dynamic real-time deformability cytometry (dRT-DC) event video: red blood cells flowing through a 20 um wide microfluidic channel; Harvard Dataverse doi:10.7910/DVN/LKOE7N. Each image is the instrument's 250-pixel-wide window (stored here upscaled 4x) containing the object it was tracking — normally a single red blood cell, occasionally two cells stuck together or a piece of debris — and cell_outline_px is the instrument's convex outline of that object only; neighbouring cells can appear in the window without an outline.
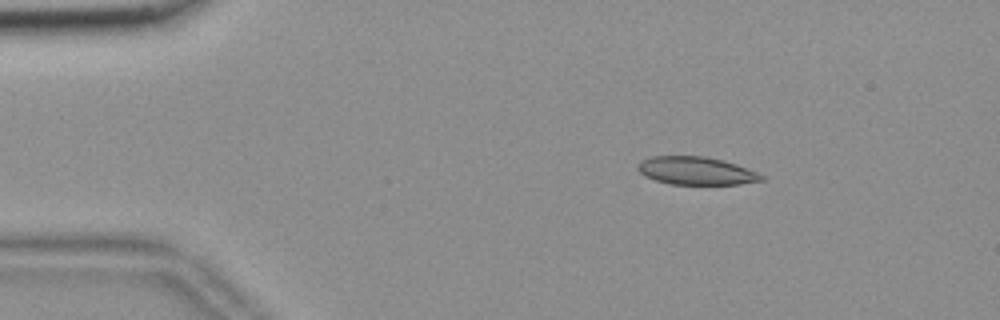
{"species": "common noctule bat (a hibernating species)", "species_latin": "Nyctalus noctula", "temperature_condition": "room temperature", "stored_images_in_passage": 54, "camera_frame_rate_fps": 3000, "um_per_image_px": 0.085, "animal": {"sex": "female", "body_mass_g": 18.4}, "frame": {"image": 1, "passage_image": 8, "time_ms": 2.333, "image_size_px": [1000, 320], "cell_outline_px": [[764, 180], [740, 184], [672, 184], [656, 180], [644, 176], [636, 168], [640, 160], [652, 156], [704, 156], [724, 160], [736, 164], [756, 172], [764, 176]], "centroid_in_image_um": [59.15, 14.51], "position_along_channel_um": 25.9, "area_um2": 20.11}}
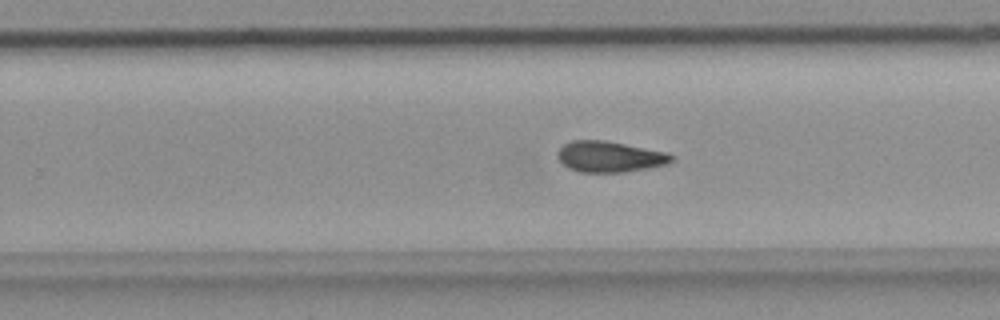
{"frame": {"image": 2, "passage_image": 34, "time_ms": 11.0, "image_size_px": [1000, 320], "cell_outline_px": [[676, 160], [668, 164], [648, 168], [624, 172], [580, 172], [568, 168], [556, 156], [556, 152], [564, 144], [572, 140], [604, 140], [668, 152], [676, 156]], "centroid_in_image_um": [51.86, 13.32], "position_along_channel_um": 277.9, "area_um2": 20.75}}
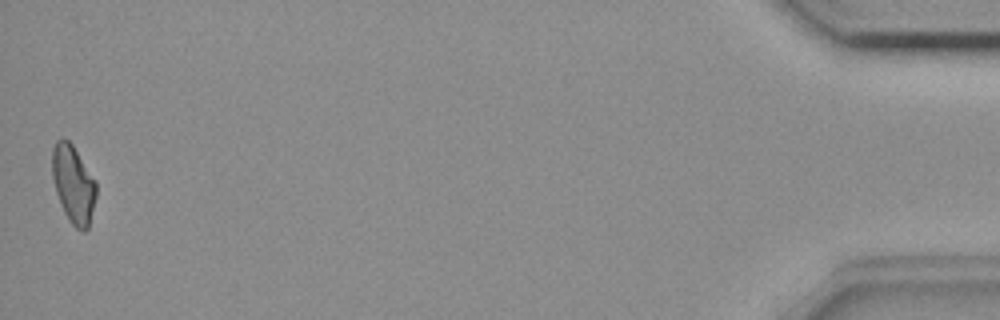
{"frame": {"image": 3, "passage_image": 54, "time_ms": 17.667, "image_size_px": [1000, 320], "cell_outline_px": [[96, 196], [88, 228], [84, 232], [76, 228], [68, 220], [60, 204], [56, 192], [52, 176], [52, 148], [56, 140], [64, 136], [72, 144], [96, 180]], "centroid_in_image_um": [6.22, 15.63], "position_along_channel_um": 429.0, "area_um2": 20.11}, "authors_computed_cell_mechanics": {"area_um2": 20.7213, "velocity_mm_per_s": 3.6768, "shape_relaxation_time_tau1_ms": null, "shape_relaxation_time_tau2_ms": 5.4531, "deformation_change_tau1": null, "deformation_change_tau2": 0.1213}}